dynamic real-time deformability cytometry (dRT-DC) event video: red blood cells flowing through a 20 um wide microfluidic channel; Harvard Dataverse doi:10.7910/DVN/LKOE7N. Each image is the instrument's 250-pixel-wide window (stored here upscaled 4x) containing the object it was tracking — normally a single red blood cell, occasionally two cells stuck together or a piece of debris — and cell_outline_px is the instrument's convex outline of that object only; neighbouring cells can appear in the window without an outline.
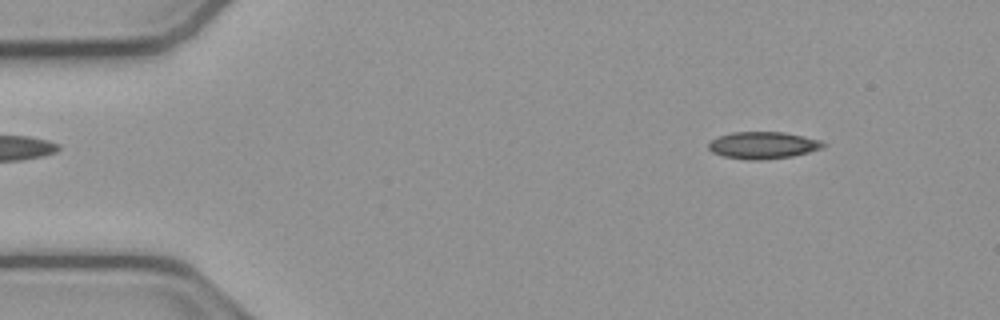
{"species": "common noctule bat (a hibernating species)", "species_latin": "Nyctalus noctula", "temperature_condition": "cold", "stored_images_in_passage": 53, "camera_frame_rate_fps": 3000, "um_per_image_px": 0.085, "animal": {"sex": "male", "body_mass_g": 23.1, "forearm_length_mm": 52.7}, "frame": {"image": 1, "passage_image": 6, "time_ms": 1.667, "image_size_px": [1000, 320], "cell_outline_px": [[828, 144], [824, 148], [792, 156], [768, 160], [748, 160], [724, 156], [712, 152], [708, 148], [708, 144], [712, 140], [720, 136], [732, 132], [784, 132], [820, 140]], "centroid_in_image_um": [64.89, 12.35], "position_along_channel_um": 20.1, "area_um2": 18.09}}
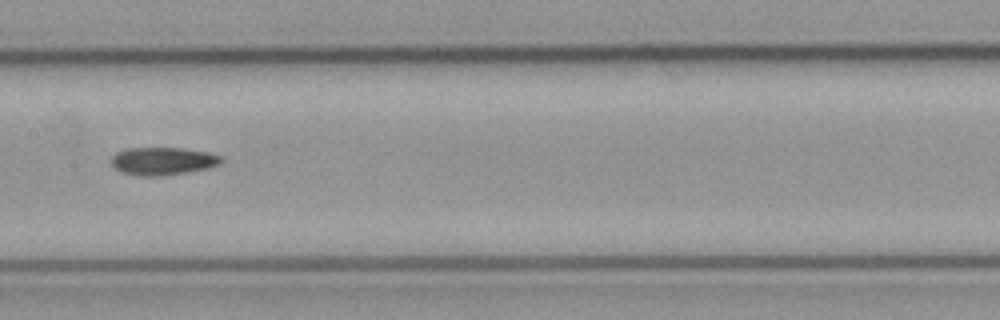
{"frame": {"image": 2, "passage_image": 26, "time_ms": 8.333, "image_size_px": [1000, 320], "cell_outline_px": [[224, 160], [220, 164], [208, 168], [160, 176], [140, 176], [120, 172], [112, 168], [112, 156], [116, 152], [124, 148], [184, 148], [208, 152], [224, 156]], "centroid_in_image_um": [13.83, 13.68], "position_along_channel_um": 193.6, "area_um2": 18.03}}
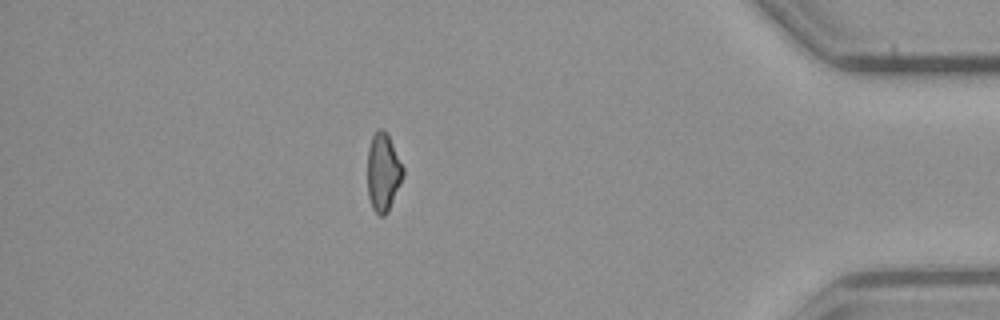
{"frame": {"image": 3, "passage_image": 46, "time_ms": 15.0, "image_size_px": [1000, 320], "cell_outline_px": [[404, 176], [388, 212], [384, 216], [380, 216], [372, 208], [368, 196], [368, 148], [372, 136], [376, 128], [380, 128], [388, 132], [404, 168]], "centroid_in_image_um": [32.58, 14.61], "position_along_channel_um": 402.6, "area_um2": 16.47}}